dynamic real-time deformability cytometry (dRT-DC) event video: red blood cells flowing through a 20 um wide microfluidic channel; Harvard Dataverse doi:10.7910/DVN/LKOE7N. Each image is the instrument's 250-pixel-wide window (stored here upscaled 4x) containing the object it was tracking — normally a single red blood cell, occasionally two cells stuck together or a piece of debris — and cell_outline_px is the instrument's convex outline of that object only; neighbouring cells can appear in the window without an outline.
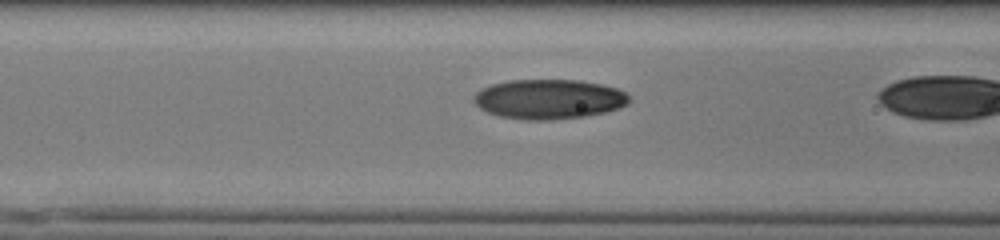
{"species": "human", "species_latin": "Homo sapiens", "temperature_condition": "cold", "stored_images_in_passage": 38, "camera_frame_rate_fps": 3000, "um_per_image_px": 0.085, "donor": {"sex": "male"}, "frame": {"image": 1, "passage_image": 18, "time_ms": 5.667, "image_size_px": [1000, 240], "cell_outline_px": [[628, 104], [620, 108], [604, 112], [584, 116], [548, 120], [528, 120], [500, 116], [488, 112], [480, 108], [472, 100], [472, 96], [476, 92], [492, 84], [512, 80], [580, 80], [600, 84], [616, 88], [624, 92], [628, 96]], "centroid_in_image_um": [46.64, 8.42], "position_along_channel_um": 120.0, "area_um2": 35.72}}
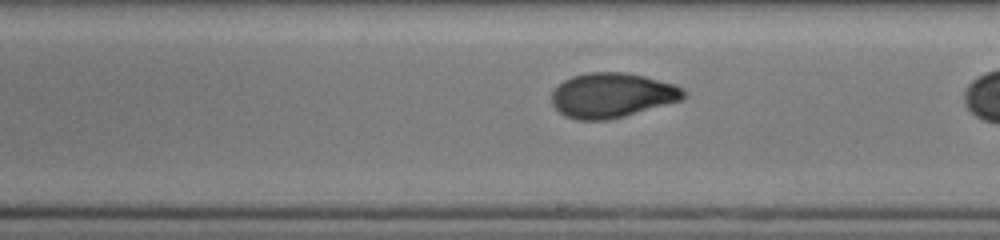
{"frame": {"image": 2, "passage_image": 27, "time_ms": 8.667, "image_size_px": [1000, 240], "cell_outline_px": [[684, 96], [680, 100], [624, 116], [608, 120], [576, 120], [564, 116], [552, 104], [552, 92], [564, 80], [572, 76], [588, 72], [624, 72], [644, 76], [676, 84], [684, 88]], "centroid_in_image_um": [52.0, 8.09], "position_along_channel_um": 237.0, "area_um2": 34.28}}
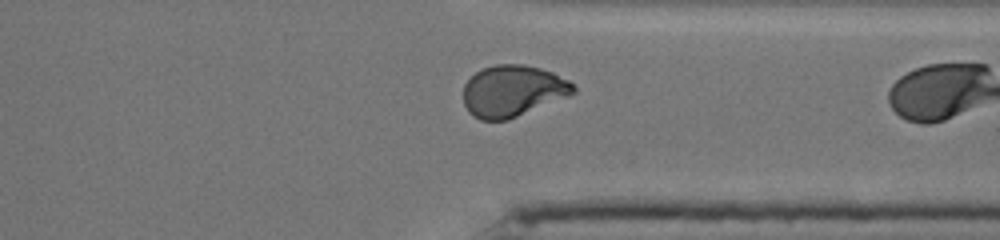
{"frame": {"image": 3, "passage_image": 37, "time_ms": 12.0, "image_size_px": [1000, 240], "cell_outline_px": [[576, 92], [568, 96], [508, 120], [480, 120], [472, 116], [468, 112], [464, 104], [464, 84], [476, 72], [484, 68], [496, 64], [524, 64], [540, 68], [552, 72], [568, 80], [576, 88]], "centroid_in_image_um": [43.57, 7.73], "position_along_channel_um": 367.8, "area_um2": 32.95}}